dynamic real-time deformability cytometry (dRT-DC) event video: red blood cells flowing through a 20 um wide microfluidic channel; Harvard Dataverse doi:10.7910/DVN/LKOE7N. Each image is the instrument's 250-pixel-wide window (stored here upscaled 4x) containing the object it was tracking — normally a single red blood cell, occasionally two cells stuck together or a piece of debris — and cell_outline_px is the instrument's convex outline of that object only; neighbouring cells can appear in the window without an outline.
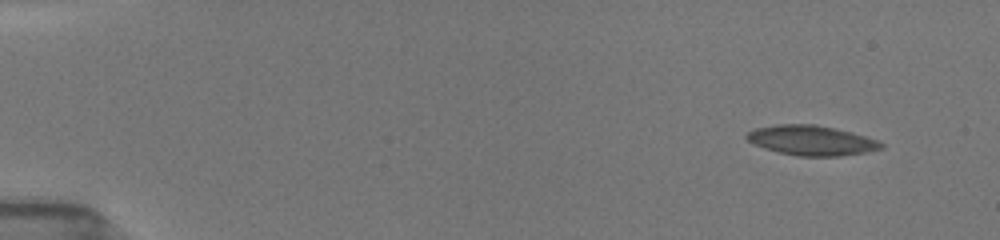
{"species": "common noctule bat (a hibernating species)", "species_latin": "Nyctalus noctula", "temperature_condition": "room temperature", "stored_images_in_passage": 11, "camera_frame_rate_fps": 3000, "um_per_image_px": 0.085, "animal": {"sex": "female", "body_mass_g": 19.5, "forearm_length_mm": 54.1}, "frame": {"image": 1, "passage_image": 1, "time_ms": 0.0, "image_size_px": [1000, 240], "cell_outline_px": [[884, 144], [880, 148], [864, 152], [836, 156], [800, 156], [780, 152], [756, 144], [748, 140], [744, 136], [748, 132], [756, 128], [780, 124], [812, 124], [832, 128], [864, 136], [876, 140]], "centroid_in_image_um": [68.94, 11.93], "position_along_channel_um": 16.1, "area_um2": 22.6}}
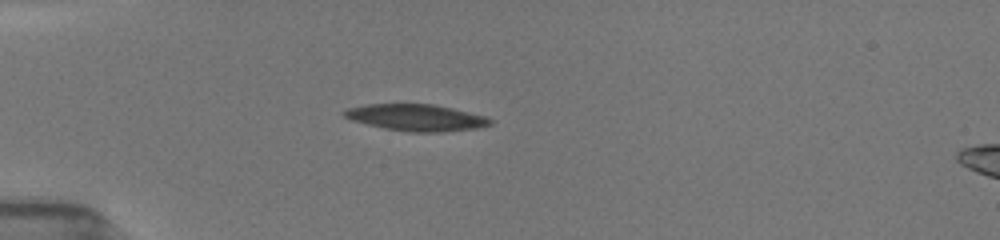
{"frame": {"image": 2, "passage_image": 7, "time_ms": 3.667, "image_size_px": [1000, 240], "cell_outline_px": [[492, 124], [472, 128], [440, 132], [408, 132], [384, 128], [352, 120], [344, 116], [344, 112], [348, 108], [368, 104], [432, 104], [484, 116], [492, 120]], "centroid_in_image_um": [35.34, 9.99], "position_along_channel_um": 49.7, "area_um2": 22.08}}
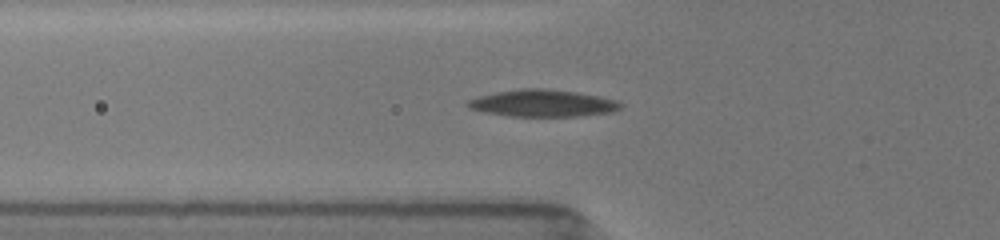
{"frame": {"image": 3, "passage_image": 10, "time_ms": 5.0, "image_size_px": [1000, 240], "cell_outline_px": [[620, 108], [612, 112], [580, 116], [508, 116], [484, 112], [468, 108], [464, 104], [468, 100], [480, 96], [496, 92], [520, 88], [544, 88], [576, 92], [596, 96], [612, 100], [620, 104]], "centroid_in_image_um": [46.04, 8.78], "position_along_channel_um": 79.8, "area_um2": 23.81}}